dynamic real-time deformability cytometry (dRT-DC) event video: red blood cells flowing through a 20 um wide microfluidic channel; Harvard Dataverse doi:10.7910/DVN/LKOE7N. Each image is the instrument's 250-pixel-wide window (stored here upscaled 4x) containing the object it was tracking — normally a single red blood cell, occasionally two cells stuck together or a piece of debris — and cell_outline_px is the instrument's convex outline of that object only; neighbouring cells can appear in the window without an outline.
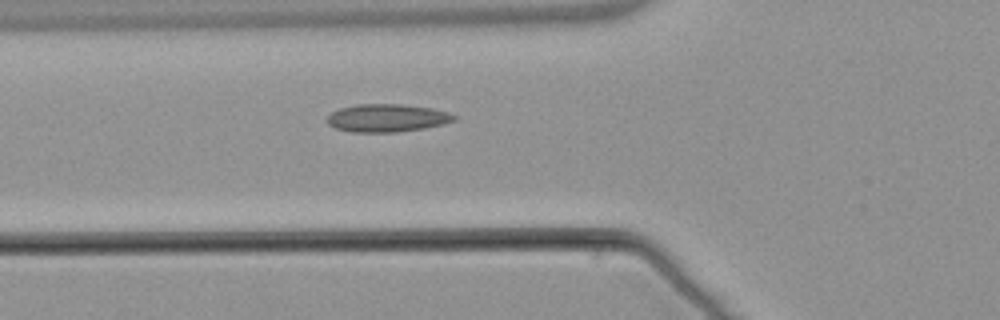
{"species": "common noctule bat (a hibernating species)", "species_latin": "Nyctalus noctula", "temperature_condition": "warm", "stored_images_in_passage": 5, "camera_frame_rate_fps": 3000, "um_per_image_px": 0.085, "animal": {"sex": "male", "body_mass_g": 21.5, "forearm_length_mm": 52.0}, "frame": {"image": 1, "passage_image": 5, "time_ms": 5.667, "image_size_px": [1000, 320], "cell_outline_px": [[456, 120], [444, 124], [424, 128], [396, 132], [352, 132], [336, 128], [328, 124], [324, 120], [332, 112], [340, 108], [356, 104], [404, 104], [432, 108], [448, 112], [456, 116]], "centroid_in_image_um": [32.89, 10.02], "position_along_channel_um": 92.9, "area_um2": 20.75}}